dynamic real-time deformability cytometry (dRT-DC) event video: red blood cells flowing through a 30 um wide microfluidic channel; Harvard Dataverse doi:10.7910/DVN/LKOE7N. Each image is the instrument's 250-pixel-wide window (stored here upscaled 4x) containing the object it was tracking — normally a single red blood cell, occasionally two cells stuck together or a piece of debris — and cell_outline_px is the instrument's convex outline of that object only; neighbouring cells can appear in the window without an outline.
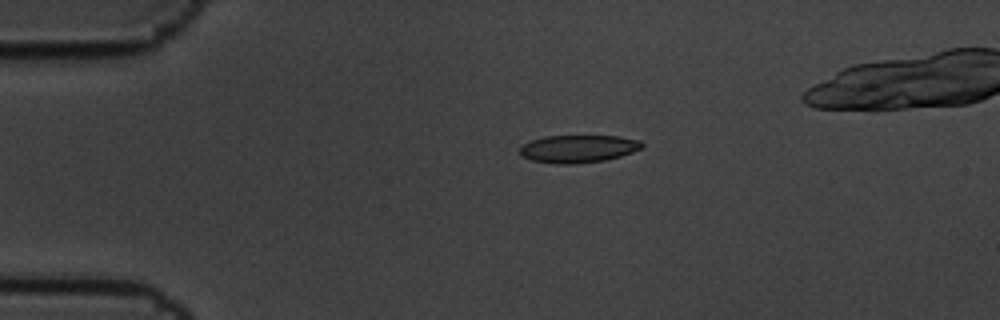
{"species": "common noctule bat (a hibernating species)", "species_latin": "Nyctalus noctula", "temperature_condition": "cold", "stored_images_in_passage": 9, "camera_frame_rate_fps": 3000, "um_per_image_px": 0.085, "animal": {"sex": "male", "body_mass_g": 19.5, "forearm_length_mm": 54.6}, "frame": {"image": 1, "passage_image": 4, "time_ms": 1.0, "image_size_px": [1000, 320], "cell_outline_px": [[644, 144], [640, 148], [632, 152], [620, 156], [604, 160], [572, 164], [556, 164], [532, 160], [520, 156], [516, 152], [520, 144], [544, 136], [620, 136], [640, 140]], "centroid_in_image_um": [49.06, 12.64], "position_along_channel_um": 35.9, "area_um2": 19.88}}
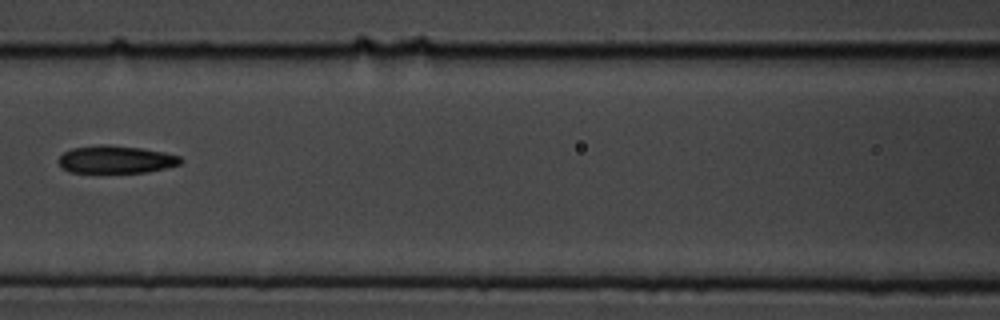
{"frame": {"image": 2, "passage_image": 8, "time_ms": 2.333, "image_size_px": [1000, 320], "cell_outline_px": [[184, 160], [180, 164], [148, 172], [68, 172], [56, 160], [64, 152], [72, 148], [104, 144], [108, 144], [140, 148], [164, 152], [180, 156]], "centroid_in_image_um": [9.85, 13.55], "position_along_channel_um": 156.7, "area_um2": 19.59}}
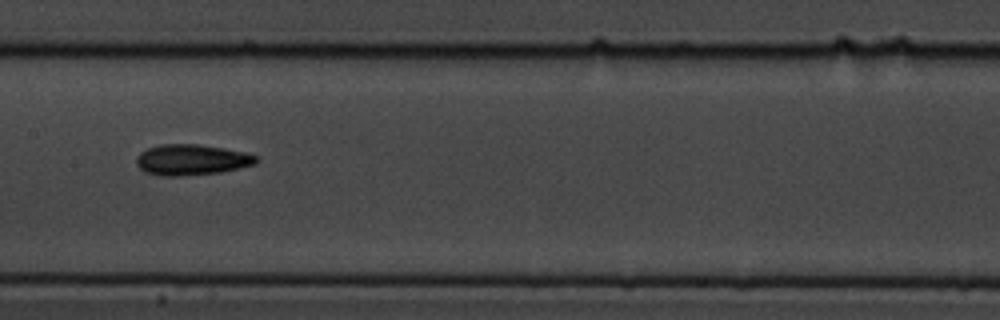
{"frame": {"image": 3, "passage_image": 9, "time_ms": 2.667, "image_size_px": [1000, 320], "cell_outline_px": [[260, 160], [256, 164], [220, 172], [176, 176], [164, 176], [144, 172], [136, 164], [136, 160], [140, 152], [148, 148], [160, 144], [196, 144], [224, 148], [248, 152], [256, 156]], "centroid_in_image_um": [16.3, 13.57], "position_along_channel_um": 191.1, "area_um2": 21.5}}